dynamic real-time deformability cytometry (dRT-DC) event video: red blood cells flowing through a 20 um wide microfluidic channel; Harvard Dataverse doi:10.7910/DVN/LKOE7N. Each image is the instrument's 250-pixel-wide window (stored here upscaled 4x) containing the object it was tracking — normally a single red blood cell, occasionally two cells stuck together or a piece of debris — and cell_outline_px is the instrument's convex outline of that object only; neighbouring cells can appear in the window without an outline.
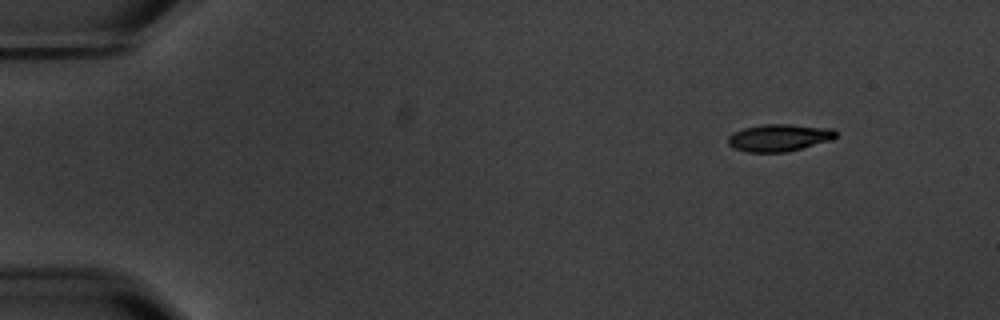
{"species": "common noctule bat (a hibernating species)", "species_latin": "Nyctalus noctula", "temperature_condition": "warm", "stored_images_in_passage": 9, "camera_frame_rate_fps": 3000, "um_per_image_px": 0.085, "animal": {"sex": "male", "body_mass_g": 20.1, "forearm_length_mm": 53.5}, "frame": {"image": 1, "passage_image": 2, "time_ms": 1.667, "image_size_px": [1000, 320], "cell_outline_px": [[836, 136], [832, 140], [788, 152], [748, 152], [732, 148], [728, 144], [728, 136], [732, 132], [744, 128], [764, 124], [792, 124], [836, 128]], "centroid_in_image_um": [66.24, 11.7], "position_along_channel_um": 18.8, "area_um2": 17.4}}
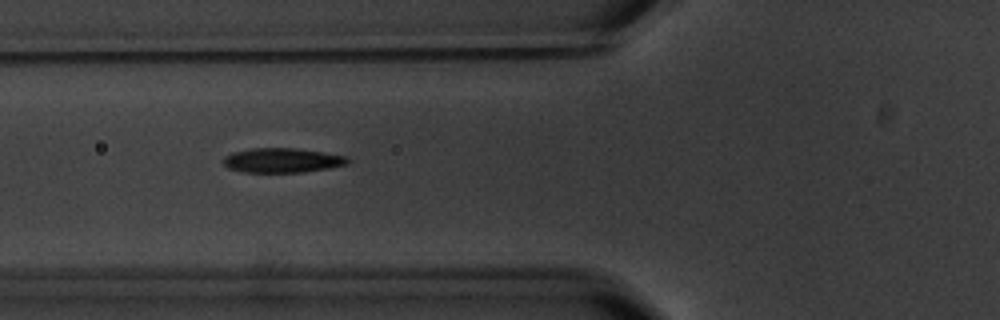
{"frame": {"image": 2, "passage_image": 6, "time_ms": 7.0, "image_size_px": [1000, 320], "cell_outline_px": [[348, 164], [328, 168], [300, 172], [240, 172], [228, 168], [224, 164], [224, 156], [232, 152], [252, 148], [296, 148], [324, 152], [348, 156]], "centroid_in_image_um": [23.97, 13.62], "position_along_channel_um": 101.8, "area_um2": 17.8}}
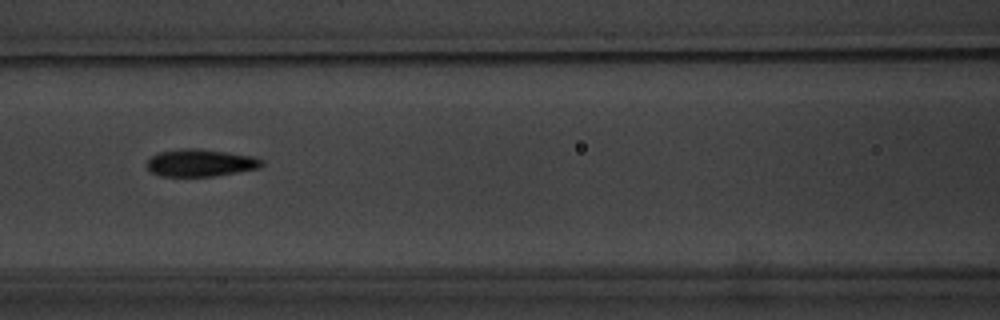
{"frame": {"image": 3, "passage_image": 7, "time_ms": 8.333, "image_size_px": [1000, 320], "cell_outline_px": [[264, 164], [260, 168], [212, 176], [160, 176], [152, 172], [148, 168], [148, 160], [152, 156], [160, 152], [180, 148], [196, 148], [252, 156], [264, 160]], "centroid_in_image_um": [17.05, 13.84], "position_along_channel_um": 149.5, "area_um2": 18.09}}